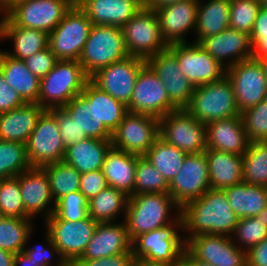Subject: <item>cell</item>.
<instances>
[{
    "instance_id": "1",
    "label": "cell",
    "mask_w": 267,
    "mask_h": 266,
    "mask_svg": "<svg viewBox=\"0 0 267 266\" xmlns=\"http://www.w3.org/2000/svg\"><path fill=\"white\" fill-rule=\"evenodd\" d=\"M180 214L185 242L201 234L231 237L239 220L222 189H209L200 198L186 203Z\"/></svg>"
},
{
    "instance_id": "2",
    "label": "cell",
    "mask_w": 267,
    "mask_h": 266,
    "mask_svg": "<svg viewBox=\"0 0 267 266\" xmlns=\"http://www.w3.org/2000/svg\"><path fill=\"white\" fill-rule=\"evenodd\" d=\"M174 210L177 213L173 215ZM180 210L168 193L129 196L124 221L131 241L141 234L172 223L180 215Z\"/></svg>"
},
{
    "instance_id": "3",
    "label": "cell",
    "mask_w": 267,
    "mask_h": 266,
    "mask_svg": "<svg viewBox=\"0 0 267 266\" xmlns=\"http://www.w3.org/2000/svg\"><path fill=\"white\" fill-rule=\"evenodd\" d=\"M89 80L77 60H58L53 69L40 79L38 104L44 110L63 108L82 93Z\"/></svg>"
},
{
    "instance_id": "4",
    "label": "cell",
    "mask_w": 267,
    "mask_h": 266,
    "mask_svg": "<svg viewBox=\"0 0 267 266\" xmlns=\"http://www.w3.org/2000/svg\"><path fill=\"white\" fill-rule=\"evenodd\" d=\"M179 229L183 232L181 214L172 223L137 236L132 241L133 255L165 266H177L186 249Z\"/></svg>"
},
{
    "instance_id": "5",
    "label": "cell",
    "mask_w": 267,
    "mask_h": 266,
    "mask_svg": "<svg viewBox=\"0 0 267 266\" xmlns=\"http://www.w3.org/2000/svg\"><path fill=\"white\" fill-rule=\"evenodd\" d=\"M128 56L121 27L92 24L78 62L91 77L101 68Z\"/></svg>"
},
{
    "instance_id": "6",
    "label": "cell",
    "mask_w": 267,
    "mask_h": 266,
    "mask_svg": "<svg viewBox=\"0 0 267 266\" xmlns=\"http://www.w3.org/2000/svg\"><path fill=\"white\" fill-rule=\"evenodd\" d=\"M186 110L204 125L241 113L232 83L226 75L219 81L195 87Z\"/></svg>"
},
{
    "instance_id": "7",
    "label": "cell",
    "mask_w": 267,
    "mask_h": 266,
    "mask_svg": "<svg viewBox=\"0 0 267 266\" xmlns=\"http://www.w3.org/2000/svg\"><path fill=\"white\" fill-rule=\"evenodd\" d=\"M123 38L129 56L145 61L168 46L161 35L155 9L143 6L123 27Z\"/></svg>"
},
{
    "instance_id": "8",
    "label": "cell",
    "mask_w": 267,
    "mask_h": 266,
    "mask_svg": "<svg viewBox=\"0 0 267 266\" xmlns=\"http://www.w3.org/2000/svg\"><path fill=\"white\" fill-rule=\"evenodd\" d=\"M92 22L78 6L65 13L62 21L49 34L48 47L57 60H79L87 41Z\"/></svg>"
},
{
    "instance_id": "9",
    "label": "cell",
    "mask_w": 267,
    "mask_h": 266,
    "mask_svg": "<svg viewBox=\"0 0 267 266\" xmlns=\"http://www.w3.org/2000/svg\"><path fill=\"white\" fill-rule=\"evenodd\" d=\"M44 224L60 256L72 266L84 253L98 223L89 215L74 222L61 220L53 213Z\"/></svg>"
},
{
    "instance_id": "10",
    "label": "cell",
    "mask_w": 267,
    "mask_h": 266,
    "mask_svg": "<svg viewBox=\"0 0 267 266\" xmlns=\"http://www.w3.org/2000/svg\"><path fill=\"white\" fill-rule=\"evenodd\" d=\"M160 137L186 154L205 152L206 126L186 109H176L159 119Z\"/></svg>"
},
{
    "instance_id": "11",
    "label": "cell",
    "mask_w": 267,
    "mask_h": 266,
    "mask_svg": "<svg viewBox=\"0 0 267 266\" xmlns=\"http://www.w3.org/2000/svg\"><path fill=\"white\" fill-rule=\"evenodd\" d=\"M25 147L31 167L63 161L66 146L61 139L56 117L50 110H44L39 116Z\"/></svg>"
},
{
    "instance_id": "12",
    "label": "cell",
    "mask_w": 267,
    "mask_h": 266,
    "mask_svg": "<svg viewBox=\"0 0 267 266\" xmlns=\"http://www.w3.org/2000/svg\"><path fill=\"white\" fill-rule=\"evenodd\" d=\"M160 136L159 119L128 112L112 133V146L129 154L144 156Z\"/></svg>"
},
{
    "instance_id": "13",
    "label": "cell",
    "mask_w": 267,
    "mask_h": 266,
    "mask_svg": "<svg viewBox=\"0 0 267 266\" xmlns=\"http://www.w3.org/2000/svg\"><path fill=\"white\" fill-rule=\"evenodd\" d=\"M239 111L259 104L267 98V81L262 64L249 58L226 68Z\"/></svg>"
},
{
    "instance_id": "14",
    "label": "cell",
    "mask_w": 267,
    "mask_h": 266,
    "mask_svg": "<svg viewBox=\"0 0 267 266\" xmlns=\"http://www.w3.org/2000/svg\"><path fill=\"white\" fill-rule=\"evenodd\" d=\"M127 110L135 114L151 115L158 119L176 110L171 104L163 83L147 64L138 73Z\"/></svg>"
},
{
    "instance_id": "15",
    "label": "cell",
    "mask_w": 267,
    "mask_h": 266,
    "mask_svg": "<svg viewBox=\"0 0 267 266\" xmlns=\"http://www.w3.org/2000/svg\"><path fill=\"white\" fill-rule=\"evenodd\" d=\"M177 58L181 73L194 87L219 81L226 68L198 43L172 44L167 47Z\"/></svg>"
},
{
    "instance_id": "16",
    "label": "cell",
    "mask_w": 267,
    "mask_h": 266,
    "mask_svg": "<svg viewBox=\"0 0 267 266\" xmlns=\"http://www.w3.org/2000/svg\"><path fill=\"white\" fill-rule=\"evenodd\" d=\"M209 189L210 178L205 152L187 154L180 171L169 184L168 194L182 208L189 201L200 198Z\"/></svg>"
},
{
    "instance_id": "17",
    "label": "cell",
    "mask_w": 267,
    "mask_h": 266,
    "mask_svg": "<svg viewBox=\"0 0 267 266\" xmlns=\"http://www.w3.org/2000/svg\"><path fill=\"white\" fill-rule=\"evenodd\" d=\"M72 5L71 0H26L12 7L8 18L16 26L50 34Z\"/></svg>"
},
{
    "instance_id": "18",
    "label": "cell",
    "mask_w": 267,
    "mask_h": 266,
    "mask_svg": "<svg viewBox=\"0 0 267 266\" xmlns=\"http://www.w3.org/2000/svg\"><path fill=\"white\" fill-rule=\"evenodd\" d=\"M186 250L211 266H247L246 251L225 235L201 234L186 241Z\"/></svg>"
},
{
    "instance_id": "19",
    "label": "cell",
    "mask_w": 267,
    "mask_h": 266,
    "mask_svg": "<svg viewBox=\"0 0 267 266\" xmlns=\"http://www.w3.org/2000/svg\"><path fill=\"white\" fill-rule=\"evenodd\" d=\"M146 64L141 58L128 56L127 58L101 68L90 80L102 91L121 101L126 106L129 104L136 79L140 69Z\"/></svg>"
},
{
    "instance_id": "20",
    "label": "cell",
    "mask_w": 267,
    "mask_h": 266,
    "mask_svg": "<svg viewBox=\"0 0 267 266\" xmlns=\"http://www.w3.org/2000/svg\"><path fill=\"white\" fill-rule=\"evenodd\" d=\"M146 64L163 83L171 104L176 109H186L195 87L181 73L176 56L166 48L146 60Z\"/></svg>"
},
{
    "instance_id": "21",
    "label": "cell",
    "mask_w": 267,
    "mask_h": 266,
    "mask_svg": "<svg viewBox=\"0 0 267 266\" xmlns=\"http://www.w3.org/2000/svg\"><path fill=\"white\" fill-rule=\"evenodd\" d=\"M198 4L199 0H187L155 9L162 39L167 46L187 43L186 34L192 30L195 32Z\"/></svg>"
},
{
    "instance_id": "22",
    "label": "cell",
    "mask_w": 267,
    "mask_h": 266,
    "mask_svg": "<svg viewBox=\"0 0 267 266\" xmlns=\"http://www.w3.org/2000/svg\"><path fill=\"white\" fill-rule=\"evenodd\" d=\"M19 185L26 214L31 219L40 213L45 214L46 221L54 213L56 205L46 171L42 167H31L19 175Z\"/></svg>"
},
{
    "instance_id": "23",
    "label": "cell",
    "mask_w": 267,
    "mask_h": 266,
    "mask_svg": "<svg viewBox=\"0 0 267 266\" xmlns=\"http://www.w3.org/2000/svg\"><path fill=\"white\" fill-rule=\"evenodd\" d=\"M199 45L225 68L252 57L250 35L230 27L204 38Z\"/></svg>"
},
{
    "instance_id": "24",
    "label": "cell",
    "mask_w": 267,
    "mask_h": 266,
    "mask_svg": "<svg viewBox=\"0 0 267 266\" xmlns=\"http://www.w3.org/2000/svg\"><path fill=\"white\" fill-rule=\"evenodd\" d=\"M132 252L125 221L98 223L91 240L78 260H91Z\"/></svg>"
},
{
    "instance_id": "25",
    "label": "cell",
    "mask_w": 267,
    "mask_h": 266,
    "mask_svg": "<svg viewBox=\"0 0 267 266\" xmlns=\"http://www.w3.org/2000/svg\"><path fill=\"white\" fill-rule=\"evenodd\" d=\"M206 126L207 149L243 156L250 141L241 116L229 117L208 123Z\"/></svg>"
},
{
    "instance_id": "26",
    "label": "cell",
    "mask_w": 267,
    "mask_h": 266,
    "mask_svg": "<svg viewBox=\"0 0 267 266\" xmlns=\"http://www.w3.org/2000/svg\"><path fill=\"white\" fill-rule=\"evenodd\" d=\"M78 6L92 24L122 28L143 7V0H83Z\"/></svg>"
},
{
    "instance_id": "27",
    "label": "cell",
    "mask_w": 267,
    "mask_h": 266,
    "mask_svg": "<svg viewBox=\"0 0 267 266\" xmlns=\"http://www.w3.org/2000/svg\"><path fill=\"white\" fill-rule=\"evenodd\" d=\"M137 155L118 150L113 146L106 154L102 172L108 186L134 195Z\"/></svg>"
},
{
    "instance_id": "28",
    "label": "cell",
    "mask_w": 267,
    "mask_h": 266,
    "mask_svg": "<svg viewBox=\"0 0 267 266\" xmlns=\"http://www.w3.org/2000/svg\"><path fill=\"white\" fill-rule=\"evenodd\" d=\"M44 109L37 103H26L0 114V140L26 144Z\"/></svg>"
},
{
    "instance_id": "29",
    "label": "cell",
    "mask_w": 267,
    "mask_h": 266,
    "mask_svg": "<svg viewBox=\"0 0 267 266\" xmlns=\"http://www.w3.org/2000/svg\"><path fill=\"white\" fill-rule=\"evenodd\" d=\"M210 189H226L243 182V156L206 149Z\"/></svg>"
},
{
    "instance_id": "30",
    "label": "cell",
    "mask_w": 267,
    "mask_h": 266,
    "mask_svg": "<svg viewBox=\"0 0 267 266\" xmlns=\"http://www.w3.org/2000/svg\"><path fill=\"white\" fill-rule=\"evenodd\" d=\"M0 71L6 82L26 103H37L40 79L27 69L24 60L9 56L0 50Z\"/></svg>"
},
{
    "instance_id": "31",
    "label": "cell",
    "mask_w": 267,
    "mask_h": 266,
    "mask_svg": "<svg viewBox=\"0 0 267 266\" xmlns=\"http://www.w3.org/2000/svg\"><path fill=\"white\" fill-rule=\"evenodd\" d=\"M111 147V140L86 138L66 147L63 161L81 174L102 170L106 154Z\"/></svg>"
},
{
    "instance_id": "32",
    "label": "cell",
    "mask_w": 267,
    "mask_h": 266,
    "mask_svg": "<svg viewBox=\"0 0 267 266\" xmlns=\"http://www.w3.org/2000/svg\"><path fill=\"white\" fill-rule=\"evenodd\" d=\"M199 0L196 17L195 39L200 43L204 38L221 33L230 27V0Z\"/></svg>"
},
{
    "instance_id": "33",
    "label": "cell",
    "mask_w": 267,
    "mask_h": 266,
    "mask_svg": "<svg viewBox=\"0 0 267 266\" xmlns=\"http://www.w3.org/2000/svg\"><path fill=\"white\" fill-rule=\"evenodd\" d=\"M11 40L13 51L5 52L16 59L25 60L38 51L48 47L49 34L38 29L16 26L9 18L7 19L4 32L0 40Z\"/></svg>"
},
{
    "instance_id": "34",
    "label": "cell",
    "mask_w": 267,
    "mask_h": 266,
    "mask_svg": "<svg viewBox=\"0 0 267 266\" xmlns=\"http://www.w3.org/2000/svg\"><path fill=\"white\" fill-rule=\"evenodd\" d=\"M224 190L232 211L239 219L256 217L267 207V187L241 182Z\"/></svg>"
},
{
    "instance_id": "35",
    "label": "cell",
    "mask_w": 267,
    "mask_h": 266,
    "mask_svg": "<svg viewBox=\"0 0 267 266\" xmlns=\"http://www.w3.org/2000/svg\"><path fill=\"white\" fill-rule=\"evenodd\" d=\"M89 102L94 105L98 119L113 133L128 113L127 106L116 100L107 92L102 91L89 80L82 93Z\"/></svg>"
},
{
    "instance_id": "36",
    "label": "cell",
    "mask_w": 267,
    "mask_h": 266,
    "mask_svg": "<svg viewBox=\"0 0 267 266\" xmlns=\"http://www.w3.org/2000/svg\"><path fill=\"white\" fill-rule=\"evenodd\" d=\"M128 198L123 191L106 186L95 197L88 201V215L97 223H114L117 217L125 219ZM116 219V220H115Z\"/></svg>"
},
{
    "instance_id": "37",
    "label": "cell",
    "mask_w": 267,
    "mask_h": 266,
    "mask_svg": "<svg viewBox=\"0 0 267 266\" xmlns=\"http://www.w3.org/2000/svg\"><path fill=\"white\" fill-rule=\"evenodd\" d=\"M63 109L74 119L88 138L111 140L112 133L100 122L95 113L94 105L89 104L82 94L73 97Z\"/></svg>"
},
{
    "instance_id": "38",
    "label": "cell",
    "mask_w": 267,
    "mask_h": 266,
    "mask_svg": "<svg viewBox=\"0 0 267 266\" xmlns=\"http://www.w3.org/2000/svg\"><path fill=\"white\" fill-rule=\"evenodd\" d=\"M186 155L185 152L167 143L159 136L153 146L145 153L144 157L170 184L180 171Z\"/></svg>"
},
{
    "instance_id": "39",
    "label": "cell",
    "mask_w": 267,
    "mask_h": 266,
    "mask_svg": "<svg viewBox=\"0 0 267 266\" xmlns=\"http://www.w3.org/2000/svg\"><path fill=\"white\" fill-rule=\"evenodd\" d=\"M33 220L0 216V248L14 254L23 252L34 233Z\"/></svg>"
},
{
    "instance_id": "40",
    "label": "cell",
    "mask_w": 267,
    "mask_h": 266,
    "mask_svg": "<svg viewBox=\"0 0 267 266\" xmlns=\"http://www.w3.org/2000/svg\"><path fill=\"white\" fill-rule=\"evenodd\" d=\"M47 174L55 203L64 195L79 190L81 173L64 161L42 167Z\"/></svg>"
},
{
    "instance_id": "41",
    "label": "cell",
    "mask_w": 267,
    "mask_h": 266,
    "mask_svg": "<svg viewBox=\"0 0 267 266\" xmlns=\"http://www.w3.org/2000/svg\"><path fill=\"white\" fill-rule=\"evenodd\" d=\"M243 182L267 187V141L249 143L243 155Z\"/></svg>"
},
{
    "instance_id": "42",
    "label": "cell",
    "mask_w": 267,
    "mask_h": 266,
    "mask_svg": "<svg viewBox=\"0 0 267 266\" xmlns=\"http://www.w3.org/2000/svg\"><path fill=\"white\" fill-rule=\"evenodd\" d=\"M31 168L25 144L0 140V179L18 176Z\"/></svg>"
},
{
    "instance_id": "43",
    "label": "cell",
    "mask_w": 267,
    "mask_h": 266,
    "mask_svg": "<svg viewBox=\"0 0 267 266\" xmlns=\"http://www.w3.org/2000/svg\"><path fill=\"white\" fill-rule=\"evenodd\" d=\"M169 184L144 156H137L134 195L168 193Z\"/></svg>"
},
{
    "instance_id": "44",
    "label": "cell",
    "mask_w": 267,
    "mask_h": 266,
    "mask_svg": "<svg viewBox=\"0 0 267 266\" xmlns=\"http://www.w3.org/2000/svg\"><path fill=\"white\" fill-rule=\"evenodd\" d=\"M0 216L31 219L24 209L19 185V175L1 180Z\"/></svg>"
},
{
    "instance_id": "45",
    "label": "cell",
    "mask_w": 267,
    "mask_h": 266,
    "mask_svg": "<svg viewBox=\"0 0 267 266\" xmlns=\"http://www.w3.org/2000/svg\"><path fill=\"white\" fill-rule=\"evenodd\" d=\"M250 142L267 141V98L240 113Z\"/></svg>"
},
{
    "instance_id": "46",
    "label": "cell",
    "mask_w": 267,
    "mask_h": 266,
    "mask_svg": "<svg viewBox=\"0 0 267 266\" xmlns=\"http://www.w3.org/2000/svg\"><path fill=\"white\" fill-rule=\"evenodd\" d=\"M266 237L267 228L255 217L239 219L231 236L233 243L246 252L261 243Z\"/></svg>"
},
{
    "instance_id": "47",
    "label": "cell",
    "mask_w": 267,
    "mask_h": 266,
    "mask_svg": "<svg viewBox=\"0 0 267 266\" xmlns=\"http://www.w3.org/2000/svg\"><path fill=\"white\" fill-rule=\"evenodd\" d=\"M259 8L260 2L258 0H230V28L250 35Z\"/></svg>"
},
{
    "instance_id": "48",
    "label": "cell",
    "mask_w": 267,
    "mask_h": 266,
    "mask_svg": "<svg viewBox=\"0 0 267 266\" xmlns=\"http://www.w3.org/2000/svg\"><path fill=\"white\" fill-rule=\"evenodd\" d=\"M54 213L61 220H82L88 216V200L79 190L71 192L56 202Z\"/></svg>"
},
{
    "instance_id": "49",
    "label": "cell",
    "mask_w": 267,
    "mask_h": 266,
    "mask_svg": "<svg viewBox=\"0 0 267 266\" xmlns=\"http://www.w3.org/2000/svg\"><path fill=\"white\" fill-rule=\"evenodd\" d=\"M45 235V243L47 246L38 245L28 247L27 245L24 248V253L38 266H69L60 256L57 247L54 245L52 241L51 234L46 230L44 231ZM57 262L53 264V259L55 258Z\"/></svg>"
},
{
    "instance_id": "50",
    "label": "cell",
    "mask_w": 267,
    "mask_h": 266,
    "mask_svg": "<svg viewBox=\"0 0 267 266\" xmlns=\"http://www.w3.org/2000/svg\"><path fill=\"white\" fill-rule=\"evenodd\" d=\"M50 111L56 117L61 139L66 147L88 138L84 131H81L74 119H72L63 108H54L50 109Z\"/></svg>"
},
{
    "instance_id": "51",
    "label": "cell",
    "mask_w": 267,
    "mask_h": 266,
    "mask_svg": "<svg viewBox=\"0 0 267 266\" xmlns=\"http://www.w3.org/2000/svg\"><path fill=\"white\" fill-rule=\"evenodd\" d=\"M250 39L252 58L267 57V8L260 6Z\"/></svg>"
},
{
    "instance_id": "52",
    "label": "cell",
    "mask_w": 267,
    "mask_h": 266,
    "mask_svg": "<svg viewBox=\"0 0 267 266\" xmlns=\"http://www.w3.org/2000/svg\"><path fill=\"white\" fill-rule=\"evenodd\" d=\"M57 61L49 47L38 51L24 60L27 69L39 79L45 77L53 69Z\"/></svg>"
},
{
    "instance_id": "53",
    "label": "cell",
    "mask_w": 267,
    "mask_h": 266,
    "mask_svg": "<svg viewBox=\"0 0 267 266\" xmlns=\"http://www.w3.org/2000/svg\"><path fill=\"white\" fill-rule=\"evenodd\" d=\"M107 185L102 170L81 174L79 191L89 201Z\"/></svg>"
},
{
    "instance_id": "54",
    "label": "cell",
    "mask_w": 267,
    "mask_h": 266,
    "mask_svg": "<svg viewBox=\"0 0 267 266\" xmlns=\"http://www.w3.org/2000/svg\"><path fill=\"white\" fill-rule=\"evenodd\" d=\"M21 96L7 84L5 76L0 71V114L9 112L25 105Z\"/></svg>"
},
{
    "instance_id": "55",
    "label": "cell",
    "mask_w": 267,
    "mask_h": 266,
    "mask_svg": "<svg viewBox=\"0 0 267 266\" xmlns=\"http://www.w3.org/2000/svg\"><path fill=\"white\" fill-rule=\"evenodd\" d=\"M133 253H123L100 259L77 260L72 266H130Z\"/></svg>"
},
{
    "instance_id": "56",
    "label": "cell",
    "mask_w": 267,
    "mask_h": 266,
    "mask_svg": "<svg viewBox=\"0 0 267 266\" xmlns=\"http://www.w3.org/2000/svg\"><path fill=\"white\" fill-rule=\"evenodd\" d=\"M247 266H267V237L246 252Z\"/></svg>"
},
{
    "instance_id": "57",
    "label": "cell",
    "mask_w": 267,
    "mask_h": 266,
    "mask_svg": "<svg viewBox=\"0 0 267 266\" xmlns=\"http://www.w3.org/2000/svg\"><path fill=\"white\" fill-rule=\"evenodd\" d=\"M177 266H211L194 258L186 249Z\"/></svg>"
},
{
    "instance_id": "58",
    "label": "cell",
    "mask_w": 267,
    "mask_h": 266,
    "mask_svg": "<svg viewBox=\"0 0 267 266\" xmlns=\"http://www.w3.org/2000/svg\"><path fill=\"white\" fill-rule=\"evenodd\" d=\"M15 254L0 248V266H14Z\"/></svg>"
},
{
    "instance_id": "59",
    "label": "cell",
    "mask_w": 267,
    "mask_h": 266,
    "mask_svg": "<svg viewBox=\"0 0 267 266\" xmlns=\"http://www.w3.org/2000/svg\"><path fill=\"white\" fill-rule=\"evenodd\" d=\"M180 1H187V0H143V6L152 9H157L161 6Z\"/></svg>"
},
{
    "instance_id": "60",
    "label": "cell",
    "mask_w": 267,
    "mask_h": 266,
    "mask_svg": "<svg viewBox=\"0 0 267 266\" xmlns=\"http://www.w3.org/2000/svg\"><path fill=\"white\" fill-rule=\"evenodd\" d=\"M14 266H38L24 252L15 254Z\"/></svg>"
},
{
    "instance_id": "61",
    "label": "cell",
    "mask_w": 267,
    "mask_h": 266,
    "mask_svg": "<svg viewBox=\"0 0 267 266\" xmlns=\"http://www.w3.org/2000/svg\"><path fill=\"white\" fill-rule=\"evenodd\" d=\"M130 266H165L133 255Z\"/></svg>"
},
{
    "instance_id": "62",
    "label": "cell",
    "mask_w": 267,
    "mask_h": 266,
    "mask_svg": "<svg viewBox=\"0 0 267 266\" xmlns=\"http://www.w3.org/2000/svg\"><path fill=\"white\" fill-rule=\"evenodd\" d=\"M0 15H2L0 18V38L3 35L4 28L6 26V22L8 19V11L5 9V7L2 4V1L0 0Z\"/></svg>"
},
{
    "instance_id": "63",
    "label": "cell",
    "mask_w": 267,
    "mask_h": 266,
    "mask_svg": "<svg viewBox=\"0 0 267 266\" xmlns=\"http://www.w3.org/2000/svg\"><path fill=\"white\" fill-rule=\"evenodd\" d=\"M3 6L7 11H9L12 7H14L16 4L26 1V0H1Z\"/></svg>"
},
{
    "instance_id": "64",
    "label": "cell",
    "mask_w": 267,
    "mask_h": 266,
    "mask_svg": "<svg viewBox=\"0 0 267 266\" xmlns=\"http://www.w3.org/2000/svg\"><path fill=\"white\" fill-rule=\"evenodd\" d=\"M257 220H260L263 225L267 228V207L263 209L260 213L255 217Z\"/></svg>"
},
{
    "instance_id": "65",
    "label": "cell",
    "mask_w": 267,
    "mask_h": 266,
    "mask_svg": "<svg viewBox=\"0 0 267 266\" xmlns=\"http://www.w3.org/2000/svg\"><path fill=\"white\" fill-rule=\"evenodd\" d=\"M255 59H258L260 61V63L262 64L263 69H264V73L266 76V81H267V57L255 58Z\"/></svg>"
},
{
    "instance_id": "66",
    "label": "cell",
    "mask_w": 267,
    "mask_h": 266,
    "mask_svg": "<svg viewBox=\"0 0 267 266\" xmlns=\"http://www.w3.org/2000/svg\"><path fill=\"white\" fill-rule=\"evenodd\" d=\"M260 2V6L267 8V0H258Z\"/></svg>"
},
{
    "instance_id": "67",
    "label": "cell",
    "mask_w": 267,
    "mask_h": 266,
    "mask_svg": "<svg viewBox=\"0 0 267 266\" xmlns=\"http://www.w3.org/2000/svg\"><path fill=\"white\" fill-rule=\"evenodd\" d=\"M73 5H79L83 0H71Z\"/></svg>"
}]
</instances>
